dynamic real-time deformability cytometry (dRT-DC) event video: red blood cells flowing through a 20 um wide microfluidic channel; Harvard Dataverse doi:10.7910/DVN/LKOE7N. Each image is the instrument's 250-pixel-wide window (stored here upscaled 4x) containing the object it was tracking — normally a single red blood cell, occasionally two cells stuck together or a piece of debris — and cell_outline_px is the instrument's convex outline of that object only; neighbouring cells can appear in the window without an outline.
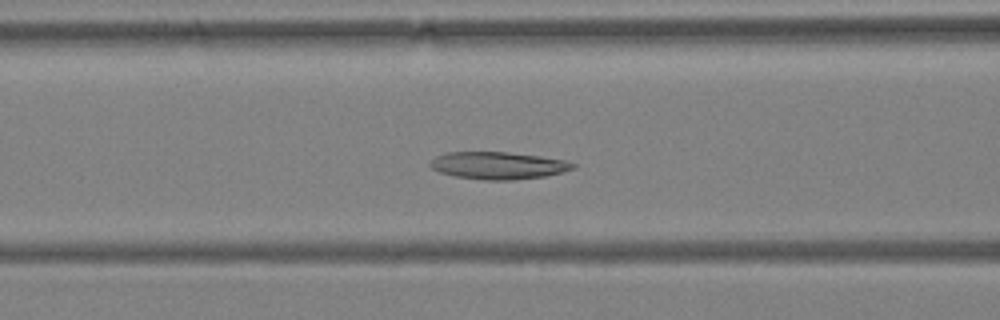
{"species": "Egyptian fruit bat (a non-hibernating species)", "species_latin": "Rousettus aegyptiacus", "temperature_condition": "warm", "stored_images_in_passage": 40, "camera_frame_rate_fps": 3000, "um_per_image_px": 0.085, "animal": {"sex": "female"}, "frame": {"image": 1, "passage_image": 8, "time_ms": 2.333, "image_size_px": [1000, 320], "cell_outline_px": [[576, 168], [544, 176], [512, 180], [484, 180], [456, 176], [440, 172], [432, 168], [428, 164], [436, 156], [448, 152], [508, 152], [540, 156], [564, 160], [576, 164]], "centroid_in_image_um": [42.34, 14.06], "position_along_channel_um": 124.3, "area_um2": 22.54}}
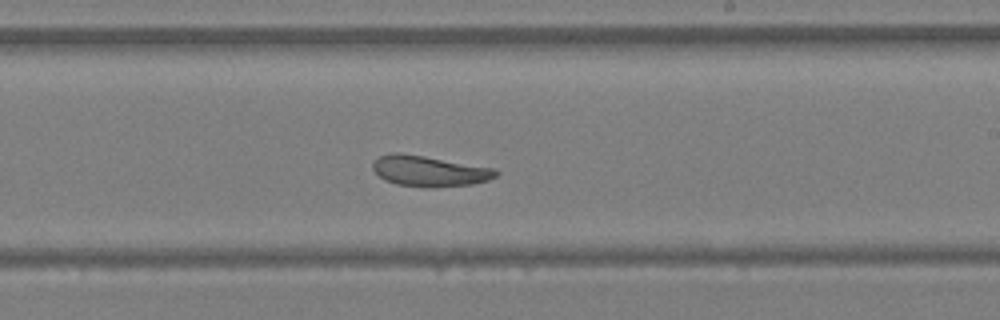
{"frame": {"image": 2, "passage_image": 18, "time_ms": 5.667, "image_size_px": [1000, 320], "cell_outline_px": [[500, 172], [496, 176], [488, 180], [472, 184], [396, 184], [384, 180], [372, 168], [372, 160], [380, 156], [392, 152], [400, 152], [496, 168]], "centroid_in_image_um": [36.47, 14.47], "position_along_channel_um": 252.5, "area_um2": 21.1}}
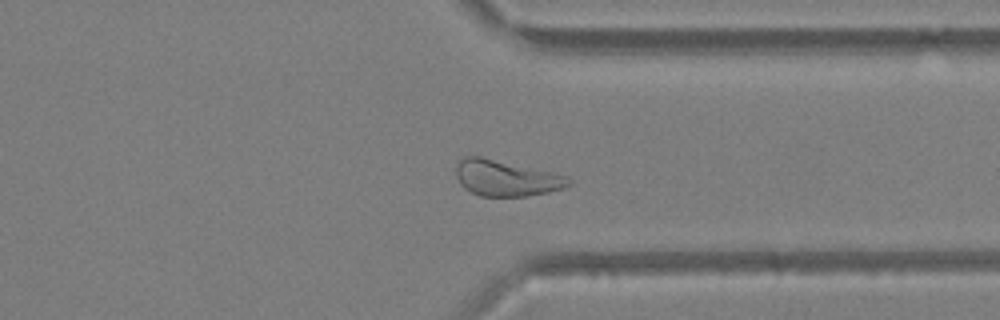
{"frame": {"image": 3, "passage_image": 27, "time_ms": 8.667, "image_size_px": [1000, 320], "cell_outline_px": [[572, 184], [564, 188], [548, 192], [528, 196], [480, 196], [464, 188], [460, 184], [456, 176], [456, 164], [464, 156], [480, 156], [552, 172], [568, 176], [572, 180]], "centroid_in_image_um": [43.03, 15.14], "position_along_channel_um": 368.4, "area_um2": 23.64}, "authors_computed_cell_mechanics": {"area_um2": 22.7732, "velocity_mm_per_s": 3.862, "shape_relaxation_time_tau1_ms": 6.0596, "shape_relaxation_time_tau2_ms": 1.9893, "deformation_change_tau1": 0.1716, "deformation_change_tau2": 0.0935}}